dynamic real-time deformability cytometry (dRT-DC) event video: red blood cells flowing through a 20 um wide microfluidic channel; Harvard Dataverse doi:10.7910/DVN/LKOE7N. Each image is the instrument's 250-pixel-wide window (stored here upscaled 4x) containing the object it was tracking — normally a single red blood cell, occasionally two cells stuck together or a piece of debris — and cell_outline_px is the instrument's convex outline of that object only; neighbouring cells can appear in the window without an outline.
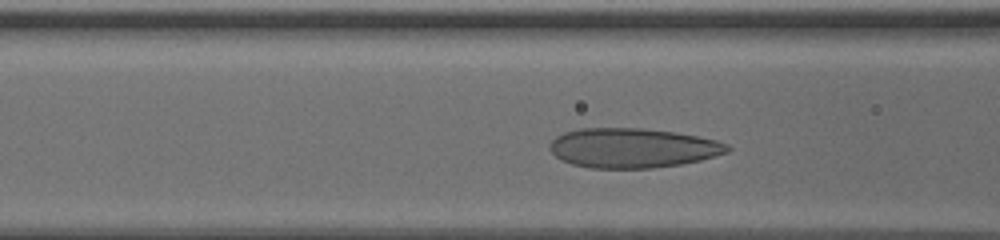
{"species": "human", "species_latin": "Homo sapiens", "temperature_condition": "cold", "stored_images_in_passage": 33, "camera_frame_rate_fps": 3000, "um_per_image_px": 0.085, "donor": {"sex": "male"}, "frame": {"image": 1, "passage_image": 10, "time_ms": 3.0, "image_size_px": [1000, 240], "cell_outline_px": [[732, 148], [728, 152], [700, 160], [680, 164], [652, 168], [592, 168], [572, 164], [560, 160], [548, 148], [552, 140], [556, 136], [564, 132], [580, 128], [640, 128], [676, 132], [716, 140], [728, 144]], "centroid_in_image_um": [53.76, 12.57], "position_along_channel_um": 112.8, "area_um2": 41.04}}
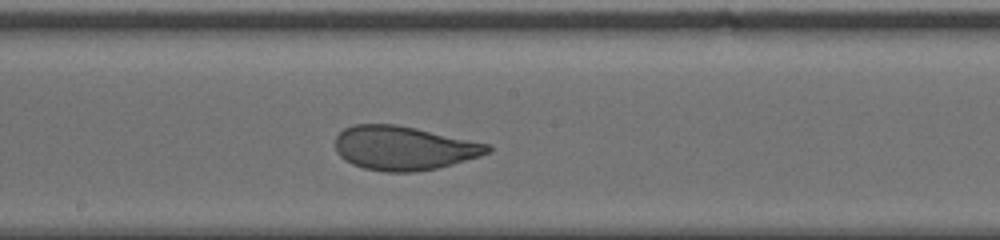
{"frame": {"image": 2, "passage_image": 18, "time_ms": 5.667, "image_size_px": [1000, 240], "cell_outline_px": [[492, 152], [480, 156], [452, 164], [436, 168], [416, 172], [388, 172], [364, 168], [352, 164], [344, 160], [336, 152], [336, 136], [344, 128], [352, 124], [396, 124], [416, 128], [492, 144]], "centroid_in_image_um": [34.34, 12.58], "position_along_channel_um": 213.9, "area_um2": 39.3}}
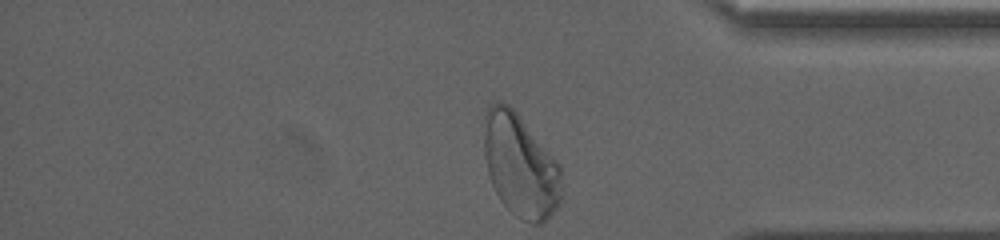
{"frame": {"image": 3, "passage_image": 33, "time_ms": 10.667, "image_size_px": [1000, 240], "cell_outline_px": [[560, 204], [540, 224], [532, 224], [520, 220], [500, 200], [492, 184], [488, 172], [484, 156], [484, 116], [488, 104], [496, 100], [500, 100], [508, 104], [516, 112], [560, 164]], "centroid_in_image_um": [44.19, 14.04], "position_along_channel_um": 391.0, "area_um2": 46.47}, "authors_computed_cell_mechanics": {"area_um2": 39.593, "velocity_mm_per_s": 3.7787, "shape_relaxation_time_tau1_ms": 5.3475, "shape_relaxation_time_tau2_ms": null, "deformation_change_tau1": 0.1714, "deformation_change_tau2": null}}